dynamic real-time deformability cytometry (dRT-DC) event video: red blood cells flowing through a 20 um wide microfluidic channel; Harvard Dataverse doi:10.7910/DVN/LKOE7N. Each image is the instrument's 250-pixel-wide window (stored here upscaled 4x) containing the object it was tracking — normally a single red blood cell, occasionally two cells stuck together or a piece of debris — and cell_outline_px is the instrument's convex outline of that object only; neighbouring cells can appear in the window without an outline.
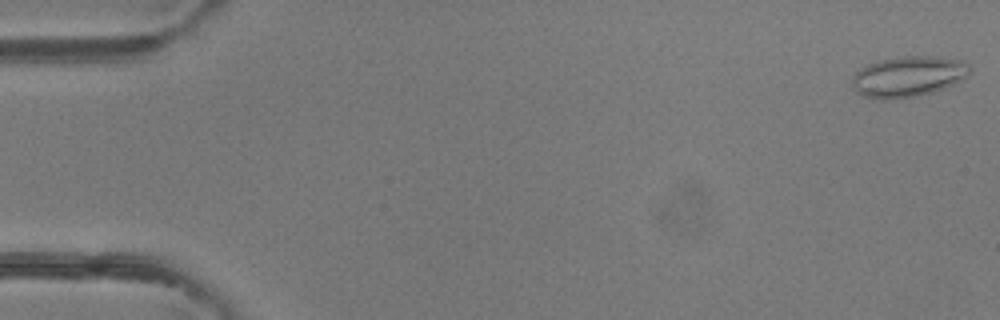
{"species": "common noctule bat (a hibernating species)", "species_latin": "Nyctalus noctula", "temperature_condition": "room temperature", "stored_images_in_passage": 50, "camera_frame_rate_fps": 3000, "um_per_image_px": 0.085, "animal": {"sex": "female"}, "frame": {"image": 1, "passage_image": 1, "time_ms": 0.0, "image_size_px": [1000, 320], "cell_outline_px": [[972, 72], [960, 80], [944, 88], [932, 92], [916, 96], [888, 100], [880, 100], [864, 96], [856, 92], [852, 88], [852, 76], [860, 68], [868, 64], [880, 60], [900, 56], [936, 56], [964, 60], [972, 68]], "centroid_in_image_um": [77.19, 6.5], "position_along_channel_um": 7.8, "area_um2": 28.21}}
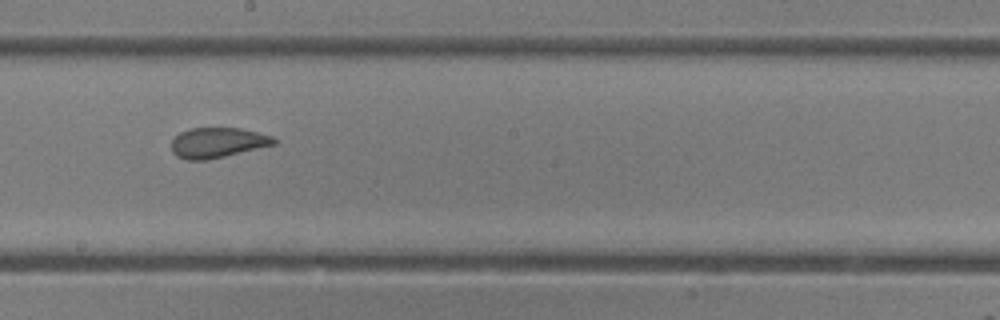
{"frame": {"image": 2, "passage_image": 28, "time_ms": 9.0, "image_size_px": [1000, 320], "cell_outline_px": [[276, 144], [224, 156], [204, 160], [188, 160], [176, 156], [172, 152], [172, 140], [180, 132], [192, 128], [240, 128], [272, 136], [276, 140]], "centroid_in_image_um": [18.47, 12.12], "position_along_channel_um": 229.7, "area_um2": 17.8}}
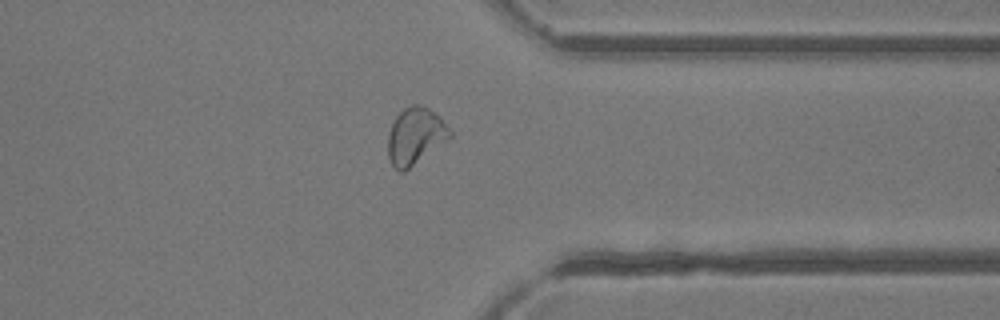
{"frame": {"image": 3, "passage_image": 39, "time_ms": 12.667, "image_size_px": [1000, 320], "cell_outline_px": [[452, 136], [448, 140], [404, 172], [400, 172], [392, 164], [388, 156], [388, 132], [392, 120], [404, 108], [412, 104], [420, 104], [428, 108], [440, 116], [452, 132]], "centroid_in_image_um": [35.3, 11.55], "position_along_channel_um": 376.1, "area_um2": 20.63}, "authors_computed_cell_mechanics": {"area_um2": 20.7213, "velocity_mm_per_s": 4.1256, "shape_relaxation_time_tau1_ms": null, "shape_relaxation_time_tau2_ms": 1.0392, "deformation_change_tau1": null, "deformation_change_tau2": 0.0664}}